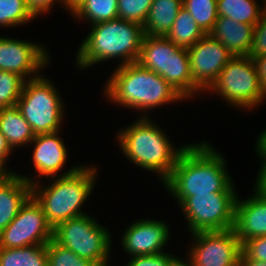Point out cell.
<instances>
[{
  "label": "cell",
  "instance_id": "b9f144b4",
  "mask_svg": "<svg viewBox=\"0 0 266 266\" xmlns=\"http://www.w3.org/2000/svg\"><path fill=\"white\" fill-rule=\"evenodd\" d=\"M7 174L0 168V180L3 179Z\"/></svg>",
  "mask_w": 266,
  "mask_h": 266
},
{
  "label": "cell",
  "instance_id": "4dcf8cb0",
  "mask_svg": "<svg viewBox=\"0 0 266 266\" xmlns=\"http://www.w3.org/2000/svg\"><path fill=\"white\" fill-rule=\"evenodd\" d=\"M240 259H255L266 262V236L254 237L241 244Z\"/></svg>",
  "mask_w": 266,
  "mask_h": 266
},
{
  "label": "cell",
  "instance_id": "2e32d148",
  "mask_svg": "<svg viewBox=\"0 0 266 266\" xmlns=\"http://www.w3.org/2000/svg\"><path fill=\"white\" fill-rule=\"evenodd\" d=\"M241 244L248 239L266 236V194L256 187L252 197L236 200L232 228Z\"/></svg>",
  "mask_w": 266,
  "mask_h": 266
},
{
  "label": "cell",
  "instance_id": "7c38bea8",
  "mask_svg": "<svg viewBox=\"0 0 266 266\" xmlns=\"http://www.w3.org/2000/svg\"><path fill=\"white\" fill-rule=\"evenodd\" d=\"M189 249L193 266H239L241 242L233 229L191 233Z\"/></svg>",
  "mask_w": 266,
  "mask_h": 266
},
{
  "label": "cell",
  "instance_id": "ba28073f",
  "mask_svg": "<svg viewBox=\"0 0 266 266\" xmlns=\"http://www.w3.org/2000/svg\"><path fill=\"white\" fill-rule=\"evenodd\" d=\"M110 236L109 230L88 214L60 222L53 229L57 243L97 266H109Z\"/></svg>",
  "mask_w": 266,
  "mask_h": 266
},
{
  "label": "cell",
  "instance_id": "e575fe53",
  "mask_svg": "<svg viewBox=\"0 0 266 266\" xmlns=\"http://www.w3.org/2000/svg\"><path fill=\"white\" fill-rule=\"evenodd\" d=\"M252 61L255 65L262 94L266 99V55H260L252 58Z\"/></svg>",
  "mask_w": 266,
  "mask_h": 266
},
{
  "label": "cell",
  "instance_id": "6da1fadb",
  "mask_svg": "<svg viewBox=\"0 0 266 266\" xmlns=\"http://www.w3.org/2000/svg\"><path fill=\"white\" fill-rule=\"evenodd\" d=\"M224 159L207 142L190 144L163 185L179 205L197 194L236 193Z\"/></svg>",
  "mask_w": 266,
  "mask_h": 266
},
{
  "label": "cell",
  "instance_id": "ab89813d",
  "mask_svg": "<svg viewBox=\"0 0 266 266\" xmlns=\"http://www.w3.org/2000/svg\"><path fill=\"white\" fill-rule=\"evenodd\" d=\"M239 266H266V262L255 259H240Z\"/></svg>",
  "mask_w": 266,
  "mask_h": 266
},
{
  "label": "cell",
  "instance_id": "484cf974",
  "mask_svg": "<svg viewBox=\"0 0 266 266\" xmlns=\"http://www.w3.org/2000/svg\"><path fill=\"white\" fill-rule=\"evenodd\" d=\"M183 8L189 12L199 27L209 34L218 19L217 0H183Z\"/></svg>",
  "mask_w": 266,
  "mask_h": 266
},
{
  "label": "cell",
  "instance_id": "f1b7e54d",
  "mask_svg": "<svg viewBox=\"0 0 266 266\" xmlns=\"http://www.w3.org/2000/svg\"><path fill=\"white\" fill-rule=\"evenodd\" d=\"M25 80L18 74L0 70V108L17 104Z\"/></svg>",
  "mask_w": 266,
  "mask_h": 266
},
{
  "label": "cell",
  "instance_id": "30bf717a",
  "mask_svg": "<svg viewBox=\"0 0 266 266\" xmlns=\"http://www.w3.org/2000/svg\"><path fill=\"white\" fill-rule=\"evenodd\" d=\"M237 193L197 194L179 206L188 221L190 233L225 231L233 228Z\"/></svg>",
  "mask_w": 266,
  "mask_h": 266
},
{
  "label": "cell",
  "instance_id": "7bdbcfd3",
  "mask_svg": "<svg viewBox=\"0 0 266 266\" xmlns=\"http://www.w3.org/2000/svg\"><path fill=\"white\" fill-rule=\"evenodd\" d=\"M263 2H262V4H263V9H264V11L266 12V0H262Z\"/></svg>",
  "mask_w": 266,
  "mask_h": 266
},
{
  "label": "cell",
  "instance_id": "44dd1931",
  "mask_svg": "<svg viewBox=\"0 0 266 266\" xmlns=\"http://www.w3.org/2000/svg\"><path fill=\"white\" fill-rule=\"evenodd\" d=\"M182 7L183 0H153L143 24L145 35L166 36Z\"/></svg>",
  "mask_w": 266,
  "mask_h": 266
},
{
  "label": "cell",
  "instance_id": "9a60e30c",
  "mask_svg": "<svg viewBox=\"0 0 266 266\" xmlns=\"http://www.w3.org/2000/svg\"><path fill=\"white\" fill-rule=\"evenodd\" d=\"M169 227L159 220L141 219L128 226L121 246L133 256L160 254L169 240Z\"/></svg>",
  "mask_w": 266,
  "mask_h": 266
},
{
  "label": "cell",
  "instance_id": "52a82bcc",
  "mask_svg": "<svg viewBox=\"0 0 266 266\" xmlns=\"http://www.w3.org/2000/svg\"><path fill=\"white\" fill-rule=\"evenodd\" d=\"M52 81L43 75L26 80L16 106L35 135L59 132L64 103Z\"/></svg>",
  "mask_w": 266,
  "mask_h": 266
},
{
  "label": "cell",
  "instance_id": "7a4b0ae2",
  "mask_svg": "<svg viewBox=\"0 0 266 266\" xmlns=\"http://www.w3.org/2000/svg\"><path fill=\"white\" fill-rule=\"evenodd\" d=\"M92 166H74L63 175L50 178L53 181L44 188L31 176L19 175L32 184V196L41 205L53 229L60 222L86 214L81 207L93 191L98 173Z\"/></svg>",
  "mask_w": 266,
  "mask_h": 266
},
{
  "label": "cell",
  "instance_id": "4fadbf2b",
  "mask_svg": "<svg viewBox=\"0 0 266 266\" xmlns=\"http://www.w3.org/2000/svg\"><path fill=\"white\" fill-rule=\"evenodd\" d=\"M187 51L193 82L202 92L212 86L222 69L233 58L223 44L209 34L187 48Z\"/></svg>",
  "mask_w": 266,
  "mask_h": 266
},
{
  "label": "cell",
  "instance_id": "603a6c76",
  "mask_svg": "<svg viewBox=\"0 0 266 266\" xmlns=\"http://www.w3.org/2000/svg\"><path fill=\"white\" fill-rule=\"evenodd\" d=\"M205 35L206 33L199 27L189 12L182 7L165 37L174 45L189 48Z\"/></svg>",
  "mask_w": 266,
  "mask_h": 266
},
{
  "label": "cell",
  "instance_id": "277c9868",
  "mask_svg": "<svg viewBox=\"0 0 266 266\" xmlns=\"http://www.w3.org/2000/svg\"><path fill=\"white\" fill-rule=\"evenodd\" d=\"M91 28L77 50V67L85 69L113 58L122 60L119 65L137 62L145 36L143 25L116 18Z\"/></svg>",
  "mask_w": 266,
  "mask_h": 266
},
{
  "label": "cell",
  "instance_id": "3957f363",
  "mask_svg": "<svg viewBox=\"0 0 266 266\" xmlns=\"http://www.w3.org/2000/svg\"><path fill=\"white\" fill-rule=\"evenodd\" d=\"M105 85L106 97L117 105L142 111L184 100L159 74L138 62L118 65ZM144 111V112H143Z\"/></svg>",
  "mask_w": 266,
  "mask_h": 266
},
{
  "label": "cell",
  "instance_id": "9c48e42d",
  "mask_svg": "<svg viewBox=\"0 0 266 266\" xmlns=\"http://www.w3.org/2000/svg\"><path fill=\"white\" fill-rule=\"evenodd\" d=\"M207 91L216 92L230 105L247 110H252L265 99L255 65L248 56L233 57Z\"/></svg>",
  "mask_w": 266,
  "mask_h": 266
},
{
  "label": "cell",
  "instance_id": "836d02e7",
  "mask_svg": "<svg viewBox=\"0 0 266 266\" xmlns=\"http://www.w3.org/2000/svg\"><path fill=\"white\" fill-rule=\"evenodd\" d=\"M28 9L31 11V13L37 17L38 15H43L47 12H49V10L51 8H53L52 4L56 3V2H61L64 6V0H25Z\"/></svg>",
  "mask_w": 266,
  "mask_h": 266
},
{
  "label": "cell",
  "instance_id": "e0dca14e",
  "mask_svg": "<svg viewBox=\"0 0 266 266\" xmlns=\"http://www.w3.org/2000/svg\"><path fill=\"white\" fill-rule=\"evenodd\" d=\"M58 133L35 135L30 143H34L32 161L39 177H56L66 164L67 148Z\"/></svg>",
  "mask_w": 266,
  "mask_h": 266
},
{
  "label": "cell",
  "instance_id": "d6986e66",
  "mask_svg": "<svg viewBox=\"0 0 266 266\" xmlns=\"http://www.w3.org/2000/svg\"><path fill=\"white\" fill-rule=\"evenodd\" d=\"M254 27L255 25L239 23L228 17H218L209 35L220 41L233 57L248 56Z\"/></svg>",
  "mask_w": 266,
  "mask_h": 266
},
{
  "label": "cell",
  "instance_id": "60d3db41",
  "mask_svg": "<svg viewBox=\"0 0 266 266\" xmlns=\"http://www.w3.org/2000/svg\"><path fill=\"white\" fill-rule=\"evenodd\" d=\"M168 266H193L192 262L188 258V260L183 261L182 259H179L177 257H174Z\"/></svg>",
  "mask_w": 266,
  "mask_h": 266
},
{
  "label": "cell",
  "instance_id": "8fae6325",
  "mask_svg": "<svg viewBox=\"0 0 266 266\" xmlns=\"http://www.w3.org/2000/svg\"><path fill=\"white\" fill-rule=\"evenodd\" d=\"M52 238L53 228L41 205L31 196L14 220L0 232V248L47 245Z\"/></svg>",
  "mask_w": 266,
  "mask_h": 266
},
{
  "label": "cell",
  "instance_id": "f35d334b",
  "mask_svg": "<svg viewBox=\"0 0 266 266\" xmlns=\"http://www.w3.org/2000/svg\"><path fill=\"white\" fill-rule=\"evenodd\" d=\"M85 0H64V7L72 14Z\"/></svg>",
  "mask_w": 266,
  "mask_h": 266
},
{
  "label": "cell",
  "instance_id": "d590c367",
  "mask_svg": "<svg viewBox=\"0 0 266 266\" xmlns=\"http://www.w3.org/2000/svg\"><path fill=\"white\" fill-rule=\"evenodd\" d=\"M12 148L9 146V144L6 141V138L1 134L0 132V168L6 173V174H16V172L9 171L8 168H6V161L8 160L9 156L12 153ZM5 165V166H4Z\"/></svg>",
  "mask_w": 266,
  "mask_h": 266
},
{
  "label": "cell",
  "instance_id": "5bb4252c",
  "mask_svg": "<svg viewBox=\"0 0 266 266\" xmlns=\"http://www.w3.org/2000/svg\"><path fill=\"white\" fill-rule=\"evenodd\" d=\"M45 50L35 42L0 36V70L18 74L25 81L26 77L34 79L49 61V53Z\"/></svg>",
  "mask_w": 266,
  "mask_h": 266
},
{
  "label": "cell",
  "instance_id": "83f0119b",
  "mask_svg": "<svg viewBox=\"0 0 266 266\" xmlns=\"http://www.w3.org/2000/svg\"><path fill=\"white\" fill-rule=\"evenodd\" d=\"M48 266H97L87 259L77 256L70 249L63 247L53 238L46 245Z\"/></svg>",
  "mask_w": 266,
  "mask_h": 266
},
{
  "label": "cell",
  "instance_id": "d6a6232c",
  "mask_svg": "<svg viewBox=\"0 0 266 266\" xmlns=\"http://www.w3.org/2000/svg\"><path fill=\"white\" fill-rule=\"evenodd\" d=\"M175 256L162 252L160 254L133 256L126 266H168Z\"/></svg>",
  "mask_w": 266,
  "mask_h": 266
},
{
  "label": "cell",
  "instance_id": "4316f807",
  "mask_svg": "<svg viewBox=\"0 0 266 266\" xmlns=\"http://www.w3.org/2000/svg\"><path fill=\"white\" fill-rule=\"evenodd\" d=\"M36 18L25 0H0V26L16 27Z\"/></svg>",
  "mask_w": 266,
  "mask_h": 266
},
{
  "label": "cell",
  "instance_id": "5b68a950",
  "mask_svg": "<svg viewBox=\"0 0 266 266\" xmlns=\"http://www.w3.org/2000/svg\"><path fill=\"white\" fill-rule=\"evenodd\" d=\"M119 146L133 164L157 173L164 182L182 152L189 145L175 148L170 138L149 117H140L117 135Z\"/></svg>",
  "mask_w": 266,
  "mask_h": 266
},
{
  "label": "cell",
  "instance_id": "cb8c5ba5",
  "mask_svg": "<svg viewBox=\"0 0 266 266\" xmlns=\"http://www.w3.org/2000/svg\"><path fill=\"white\" fill-rule=\"evenodd\" d=\"M0 266H48L46 245L0 248Z\"/></svg>",
  "mask_w": 266,
  "mask_h": 266
},
{
  "label": "cell",
  "instance_id": "ffe728a7",
  "mask_svg": "<svg viewBox=\"0 0 266 266\" xmlns=\"http://www.w3.org/2000/svg\"><path fill=\"white\" fill-rule=\"evenodd\" d=\"M0 132L12 150L20 145L28 146L35 137L31 126L16 105L0 108Z\"/></svg>",
  "mask_w": 266,
  "mask_h": 266
},
{
  "label": "cell",
  "instance_id": "8d00e7d4",
  "mask_svg": "<svg viewBox=\"0 0 266 266\" xmlns=\"http://www.w3.org/2000/svg\"><path fill=\"white\" fill-rule=\"evenodd\" d=\"M262 164L256 178V187L260 192L266 194V158H261Z\"/></svg>",
  "mask_w": 266,
  "mask_h": 266
},
{
  "label": "cell",
  "instance_id": "74e56055",
  "mask_svg": "<svg viewBox=\"0 0 266 266\" xmlns=\"http://www.w3.org/2000/svg\"><path fill=\"white\" fill-rule=\"evenodd\" d=\"M255 146V152H258L260 158H266V129L258 136Z\"/></svg>",
  "mask_w": 266,
  "mask_h": 266
},
{
  "label": "cell",
  "instance_id": "d4e9b609",
  "mask_svg": "<svg viewBox=\"0 0 266 266\" xmlns=\"http://www.w3.org/2000/svg\"><path fill=\"white\" fill-rule=\"evenodd\" d=\"M72 15L78 20H88L92 25L113 20L118 18V0H85Z\"/></svg>",
  "mask_w": 266,
  "mask_h": 266
},
{
  "label": "cell",
  "instance_id": "8992f818",
  "mask_svg": "<svg viewBox=\"0 0 266 266\" xmlns=\"http://www.w3.org/2000/svg\"><path fill=\"white\" fill-rule=\"evenodd\" d=\"M137 62L161 75L185 100L202 92L193 82L187 48L165 36L145 35Z\"/></svg>",
  "mask_w": 266,
  "mask_h": 266
},
{
  "label": "cell",
  "instance_id": "1f68e13d",
  "mask_svg": "<svg viewBox=\"0 0 266 266\" xmlns=\"http://www.w3.org/2000/svg\"><path fill=\"white\" fill-rule=\"evenodd\" d=\"M260 55H266V12L261 15L260 21L254 27V36L248 57L252 59Z\"/></svg>",
  "mask_w": 266,
  "mask_h": 266
},
{
  "label": "cell",
  "instance_id": "ac0fdd59",
  "mask_svg": "<svg viewBox=\"0 0 266 266\" xmlns=\"http://www.w3.org/2000/svg\"><path fill=\"white\" fill-rule=\"evenodd\" d=\"M32 196V184L17 174H7L0 180V232L16 217Z\"/></svg>",
  "mask_w": 266,
  "mask_h": 266
},
{
  "label": "cell",
  "instance_id": "7402d4cb",
  "mask_svg": "<svg viewBox=\"0 0 266 266\" xmlns=\"http://www.w3.org/2000/svg\"><path fill=\"white\" fill-rule=\"evenodd\" d=\"M257 0H217L218 17H228L239 23L256 25L265 12Z\"/></svg>",
  "mask_w": 266,
  "mask_h": 266
},
{
  "label": "cell",
  "instance_id": "f546056e",
  "mask_svg": "<svg viewBox=\"0 0 266 266\" xmlns=\"http://www.w3.org/2000/svg\"><path fill=\"white\" fill-rule=\"evenodd\" d=\"M153 0H118V18L143 25Z\"/></svg>",
  "mask_w": 266,
  "mask_h": 266
}]
</instances>
